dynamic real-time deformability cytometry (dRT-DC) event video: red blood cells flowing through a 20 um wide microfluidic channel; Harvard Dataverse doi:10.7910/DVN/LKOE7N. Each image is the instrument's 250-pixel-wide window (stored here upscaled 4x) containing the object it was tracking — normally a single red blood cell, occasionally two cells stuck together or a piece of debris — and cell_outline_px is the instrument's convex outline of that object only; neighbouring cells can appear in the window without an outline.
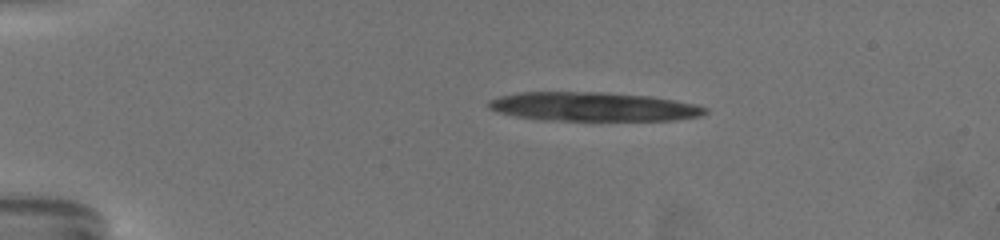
{"species": "common noctule bat (a hibernating species)", "species_latin": "Nyctalus noctula", "temperature_condition": "warm", "stored_images_in_passage": 22, "camera_frame_rate_fps": 3000, "um_per_image_px": 0.085, "animal": {"sex": "female", "body_mass_g": 19.5, "forearm_length_mm": 54.1}, "frame": {"image": 1, "passage_image": 12, "time_ms": 3.667, "image_size_px": [1000, 240], "cell_outline_px": [[708, 112], [700, 116], [672, 120], [544, 120], [516, 116], [496, 112], [488, 108], [488, 100], [500, 96], [520, 92], [600, 92], [648, 96], [672, 100], [692, 104], [708, 108]], "centroid_in_image_um": [50.36, 9.07], "position_along_channel_um": 34.6, "area_um2": 36.3}}